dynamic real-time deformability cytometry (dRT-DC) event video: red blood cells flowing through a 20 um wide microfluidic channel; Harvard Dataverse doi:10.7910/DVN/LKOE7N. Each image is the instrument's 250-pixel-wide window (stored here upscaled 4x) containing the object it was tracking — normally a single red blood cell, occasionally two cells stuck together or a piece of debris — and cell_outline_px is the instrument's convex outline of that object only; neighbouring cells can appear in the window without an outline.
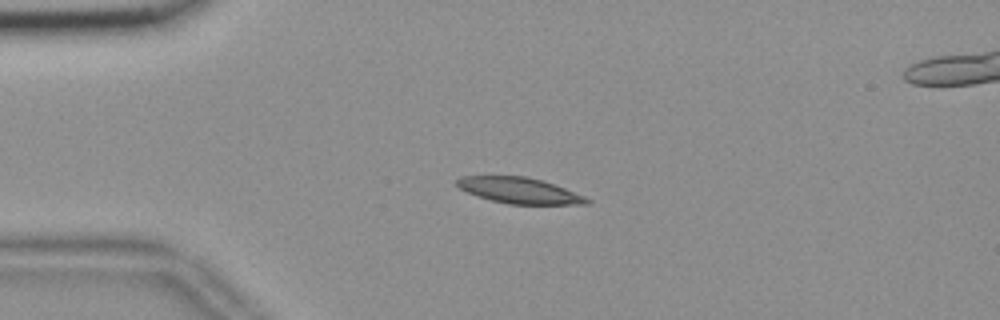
{"species": "common noctule bat (a hibernating species)", "species_latin": "Nyctalus noctula", "temperature_condition": "room temperature", "stored_images_in_passage": 44, "segment_of_instrument_passage": [1, 2], "camera_frame_rate_fps": 3000, "um_per_image_px": 0.085, "animal": {"sex": "female", "body_mass_g": 18.4}, "frame": {"image": 1, "passage_image": 1, "time_ms": 0.0, "image_size_px": [1000, 320], "cell_outline_px": [[592, 204], [508, 204], [476, 196], [460, 188], [456, 184], [456, 180], [460, 176], [524, 176], [544, 180], [584, 196], [592, 200]], "centroid_in_image_um": [44.16, 16.19], "position_along_channel_um": 40.8, "area_um2": 19.59}}
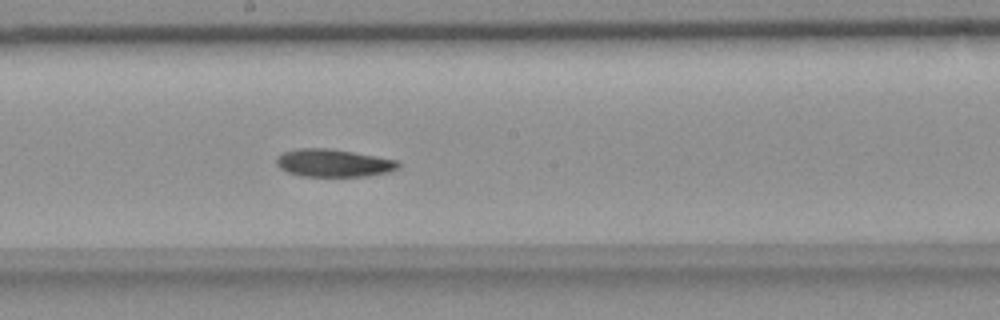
{"frame": {"image": 2, "passage_image": 18, "time_ms": 5.667, "image_size_px": [1000, 320], "cell_outline_px": [[400, 168], [388, 172], [368, 176], [300, 176], [288, 172], [280, 168], [276, 164], [276, 156], [284, 152], [300, 148], [328, 148], [352, 152], [396, 160], [400, 164]], "centroid_in_image_um": [28.32, 13.86], "position_along_channel_um": 219.9, "area_um2": 19.59}}
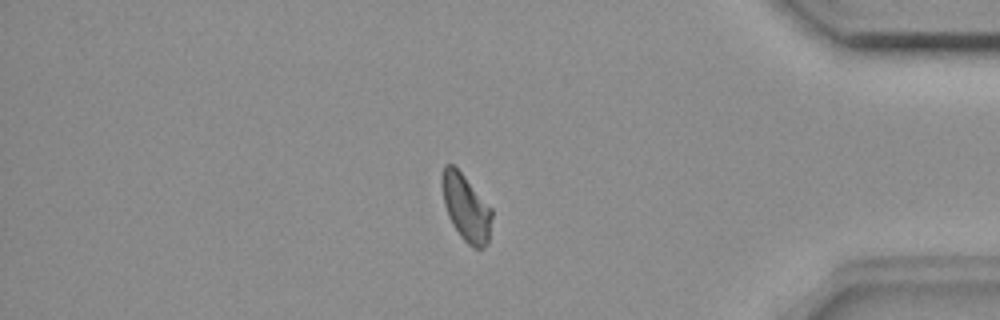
{"frame": {"image": 3, "passage_image": 35, "time_ms": 11.333, "image_size_px": [1000, 320], "cell_outline_px": [[492, 216], [488, 244], [484, 248], [476, 248], [468, 244], [460, 236], [452, 224], [448, 216], [444, 204], [440, 184], [440, 176], [444, 164], [452, 164], [464, 176], [492, 208]], "centroid_in_image_um": [39.59, 17.65], "position_along_channel_um": 395.6, "area_um2": 19.54}}